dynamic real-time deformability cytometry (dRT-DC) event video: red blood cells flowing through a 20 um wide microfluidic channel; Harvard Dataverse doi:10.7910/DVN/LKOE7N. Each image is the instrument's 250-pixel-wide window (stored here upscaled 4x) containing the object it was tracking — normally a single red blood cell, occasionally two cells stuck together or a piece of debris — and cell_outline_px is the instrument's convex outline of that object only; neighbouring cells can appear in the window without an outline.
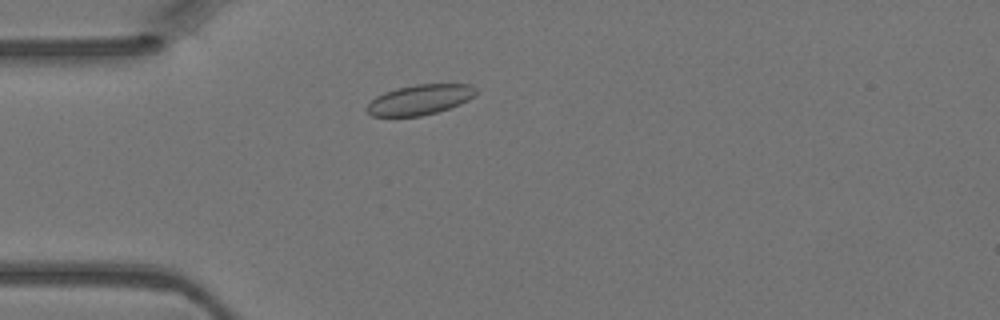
{"species": "Egyptian fruit bat (a non-hibernating species)", "species_latin": "Rousettus aegyptiacus", "temperature_condition": "warm", "stored_images_in_passage": 2, "camera_frame_rate_fps": 3000, "um_per_image_px": 0.085, "animal": {"sex": "female"}, "frame": {"image": 1, "passage_image": 2, "time_ms": 0.333, "image_size_px": [1000, 320], "cell_outline_px": [[476, 96], [460, 104], [436, 112], [420, 116], [372, 116], [364, 108], [376, 96], [384, 92], [396, 88], [416, 84], [472, 84], [476, 88]], "centroid_in_image_um": [35.69, 8.46], "position_along_channel_um": 49.3, "area_um2": 19.19}}